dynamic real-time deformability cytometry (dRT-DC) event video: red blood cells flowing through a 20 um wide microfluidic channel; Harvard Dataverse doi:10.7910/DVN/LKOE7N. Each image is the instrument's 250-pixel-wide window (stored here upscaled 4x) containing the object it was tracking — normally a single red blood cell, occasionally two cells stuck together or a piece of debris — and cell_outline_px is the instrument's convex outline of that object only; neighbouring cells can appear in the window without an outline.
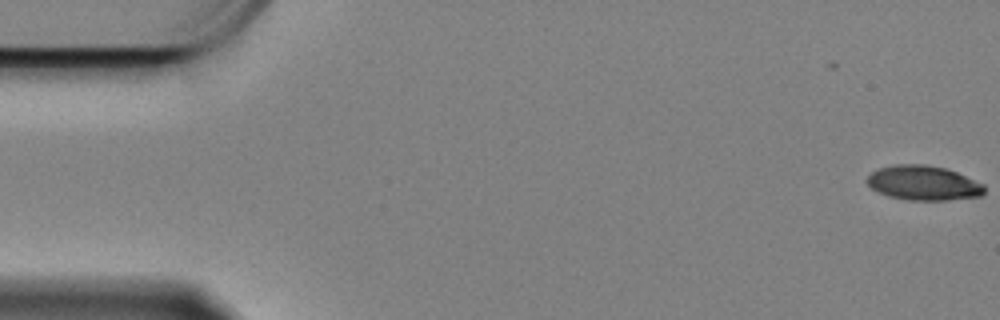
{"species": "Egyptian fruit bat (a non-hibernating species)", "species_latin": "Rousettus aegyptiacus", "temperature_condition": "cold", "stored_images_in_passage": 7, "camera_frame_rate_fps": 3000, "um_per_image_px": 0.085, "animal": {"sex": "female"}, "frame": {"image": 1, "passage_image": 1, "time_ms": 0.0, "image_size_px": [1000, 320], "cell_outline_px": [[984, 192], [980, 196], [948, 200], [908, 200], [888, 196], [872, 188], [864, 180], [872, 172], [880, 168], [896, 164], [924, 164], [944, 168], [956, 172], [984, 184]], "centroid_in_image_um": [78.48, 15.55], "position_along_channel_um": 6.5, "area_um2": 23.52}}